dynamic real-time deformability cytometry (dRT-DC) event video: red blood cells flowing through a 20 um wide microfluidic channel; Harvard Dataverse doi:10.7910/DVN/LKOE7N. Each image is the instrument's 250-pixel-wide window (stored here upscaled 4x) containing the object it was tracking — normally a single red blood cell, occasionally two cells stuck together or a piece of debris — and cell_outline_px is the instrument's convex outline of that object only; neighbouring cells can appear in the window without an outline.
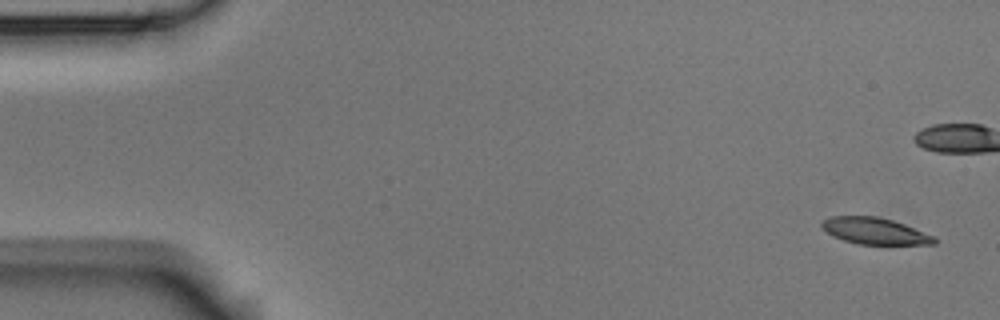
{"species": "Egyptian fruit bat (a non-hibernating species)", "species_latin": "Rousettus aegyptiacus", "temperature_condition": "room temperature", "stored_images_in_passage": 7, "camera_frame_rate_fps": 3000, "um_per_image_px": 0.085, "animal": {"sex": "male"}, "frame": {"image": 1, "passage_image": 1, "time_ms": 0.0, "image_size_px": [1000, 320], "cell_outline_px": [[940, 240], [936, 244], [860, 244], [844, 240], [832, 236], [820, 224], [824, 220], [832, 216], [876, 216], [892, 220], [904, 224], [936, 236]], "centroid_in_image_um": [74.43, 19.64], "position_along_channel_um": 10.6, "area_um2": 17.34}}
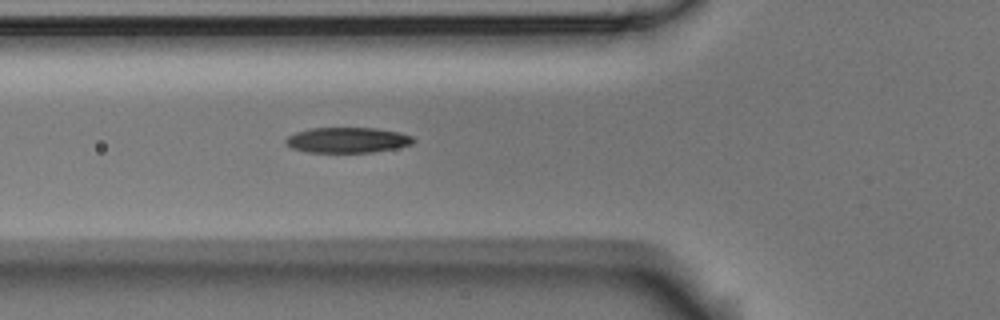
{"frame": {"image": 2, "passage_image": 7, "time_ms": 7.0, "image_size_px": [1000, 320], "cell_outline_px": [[416, 140], [412, 144], [396, 148], [372, 152], [308, 152], [292, 148], [284, 140], [288, 136], [296, 132], [312, 128], [376, 128], [396, 132], [412, 136]], "centroid_in_image_um": [29.54, 11.9], "position_along_channel_um": 96.3, "area_um2": 18.73}}